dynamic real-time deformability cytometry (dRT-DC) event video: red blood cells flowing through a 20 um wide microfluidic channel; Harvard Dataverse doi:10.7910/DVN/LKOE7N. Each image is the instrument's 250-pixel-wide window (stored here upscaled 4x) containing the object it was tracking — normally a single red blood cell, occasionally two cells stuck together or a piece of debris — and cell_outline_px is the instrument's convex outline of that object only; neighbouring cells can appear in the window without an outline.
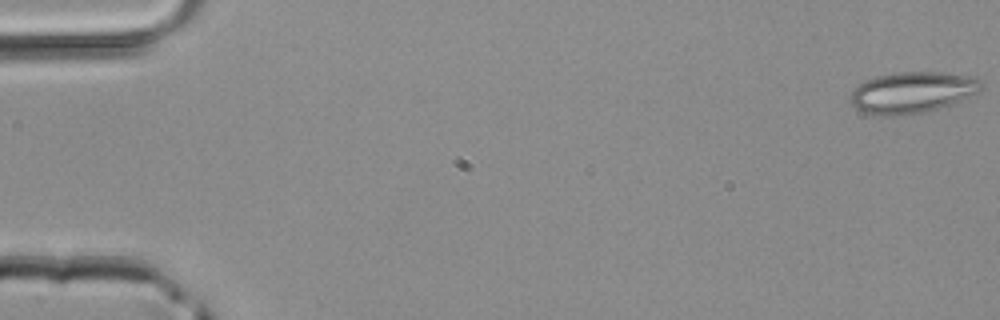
{"species": "common noctule bat (a hibernating species)", "species_latin": "Nyctalus noctula", "temperature_condition": "room temperature", "stored_images_in_passage": 3, "camera_frame_rate_fps": 3000, "um_per_image_px": 0.085, "animal": {"sex": "male", "body_mass_g": 20.4}, "frame": {"image": 1, "passage_image": 1, "time_ms": 0.0, "image_size_px": [1000, 320], "cell_outline_px": [[980, 88], [976, 92], [960, 100], [936, 108], [920, 112], [892, 116], [876, 116], [864, 112], [856, 108], [848, 100], [848, 96], [864, 80], [876, 76], [896, 72], [940, 72], [976, 76], [980, 80]], "centroid_in_image_um": [77.47, 7.84], "position_along_channel_um": 7.5, "area_um2": 31.15}}